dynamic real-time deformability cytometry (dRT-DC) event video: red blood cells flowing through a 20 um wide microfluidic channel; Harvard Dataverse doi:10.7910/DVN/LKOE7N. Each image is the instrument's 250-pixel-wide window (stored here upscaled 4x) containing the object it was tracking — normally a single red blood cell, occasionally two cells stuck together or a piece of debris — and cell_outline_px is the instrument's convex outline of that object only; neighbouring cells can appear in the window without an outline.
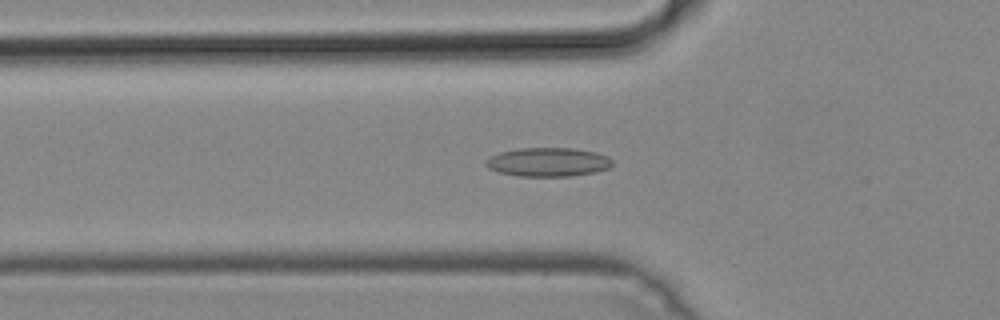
{"species": "common noctule bat (a hibernating species)", "species_latin": "Nyctalus noctula", "temperature_condition": "cold", "stored_images_in_passage": 29, "camera_frame_rate_fps": 3000, "um_per_image_px": 0.085, "animal": {"sex": "male", "body_mass_g": 19.2, "forearm_length_mm": 51.8}, "frame": {"image": 1, "passage_image": 17, "time_ms": 5.333, "image_size_px": [1000, 320], "cell_outline_px": [[612, 164], [608, 168], [596, 172], [568, 176], [516, 176], [500, 172], [488, 168], [484, 164], [484, 160], [500, 152], [520, 148], [572, 148], [596, 152], [608, 156], [612, 160]], "centroid_in_image_um": [46.58, 13.77], "position_along_channel_um": 79.2, "area_um2": 21.27}}
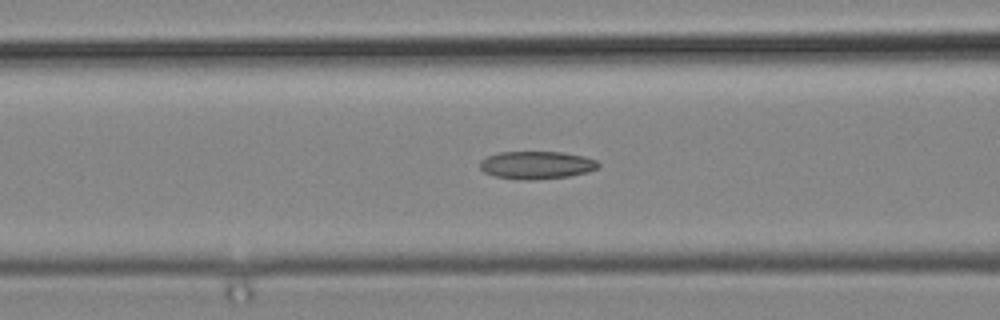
{"frame": {"image": 2, "passage_image": 20, "time_ms": 6.333, "image_size_px": [1000, 320], "cell_outline_px": [[600, 164], [596, 168], [588, 172], [568, 176], [536, 180], [524, 180], [496, 176], [484, 172], [480, 168], [480, 160], [496, 152], [560, 152], [584, 156], [596, 160]], "centroid_in_image_um": [45.59, 14.03], "position_along_channel_um": 121.0, "area_um2": 19.13}}